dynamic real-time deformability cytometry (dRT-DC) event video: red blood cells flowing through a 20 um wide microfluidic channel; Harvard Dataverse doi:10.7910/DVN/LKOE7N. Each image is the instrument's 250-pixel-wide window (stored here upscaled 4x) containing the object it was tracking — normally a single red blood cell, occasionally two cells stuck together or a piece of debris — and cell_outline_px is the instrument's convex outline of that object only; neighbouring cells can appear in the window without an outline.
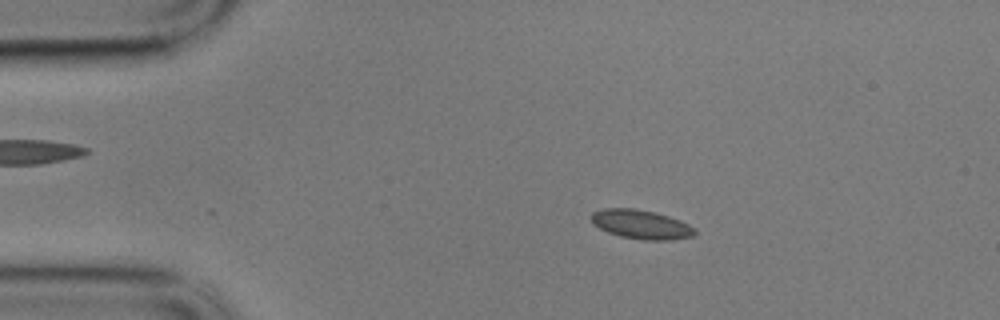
{"species": "common noctule bat (a hibernating species)", "species_latin": "Nyctalus noctula", "temperature_condition": "cold", "stored_images_in_passage": 30, "segment_of_instrument_passage": [1, 2], "camera_frame_rate_fps": 3000, "um_per_image_px": 0.085, "animal": {"sex": "male", "body_mass_g": 17.9}, "frame": {"image": 1, "passage_image": 2, "time_ms": 0.333, "image_size_px": [1000, 320], "cell_outline_px": [[696, 232], [692, 236], [672, 240], [644, 240], [620, 236], [608, 232], [592, 224], [592, 212], [604, 208], [636, 208], [668, 216], [680, 220], [696, 228]], "centroid_in_image_um": [54.5, 19.07], "position_along_channel_um": 30.5, "area_um2": 17.51}}
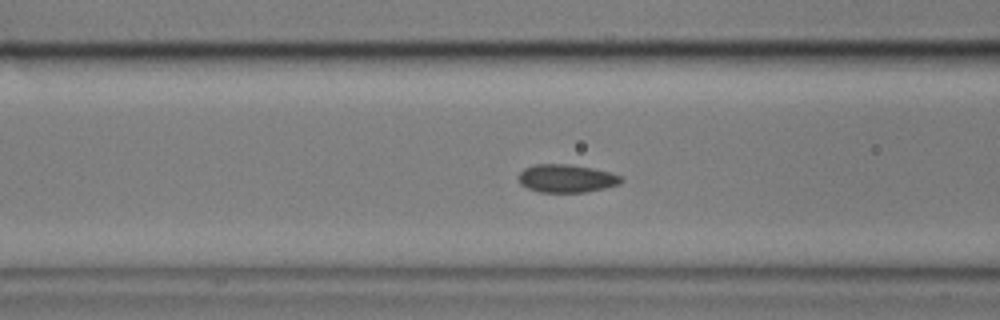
{"frame": {"image": 2, "passage_image": 14, "time_ms": 4.333, "image_size_px": [1000, 320], "cell_outline_px": [[624, 180], [620, 184], [604, 188], [584, 192], [540, 192], [528, 188], [520, 184], [516, 176], [524, 168], [536, 164], [568, 164], [592, 168], [624, 176]], "centroid_in_image_um": [48.14, 15.16], "position_along_channel_um": 118.5, "area_um2": 16.88}}